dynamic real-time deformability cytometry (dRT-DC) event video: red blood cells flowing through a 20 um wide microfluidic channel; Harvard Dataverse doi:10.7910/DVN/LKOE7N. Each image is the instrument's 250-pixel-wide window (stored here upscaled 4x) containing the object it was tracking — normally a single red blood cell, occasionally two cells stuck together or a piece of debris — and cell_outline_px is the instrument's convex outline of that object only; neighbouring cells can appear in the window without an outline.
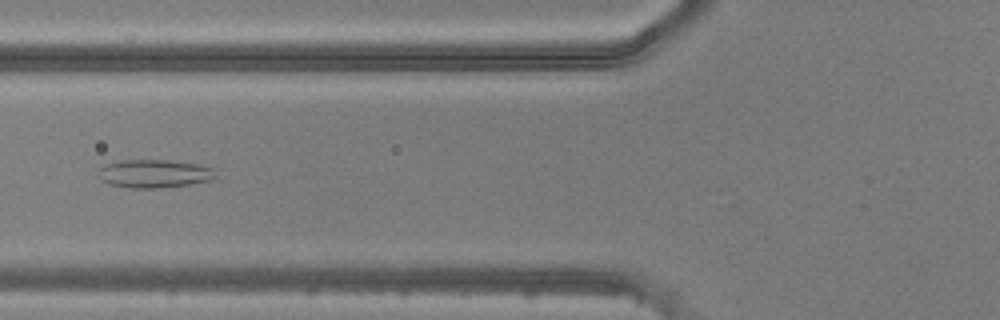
{"species": "common noctule bat (a hibernating species)", "species_latin": "Nyctalus noctula", "temperature_condition": "warm", "stored_images_in_passage": 44, "segment_of_instrument_passage": [1, 2], "camera_frame_rate_fps": 3000, "um_per_image_px": 0.085, "animal": {"sex": "male", "body_mass_g": 20.5, "forearm_length_mm": 52.5}, "frame": {"image": 1, "passage_image": 14, "time_ms": 4.333, "image_size_px": [1000, 320], "cell_outline_px": [[216, 176], [212, 180], [192, 184], [156, 188], [128, 188], [112, 184], [100, 180], [96, 176], [96, 172], [104, 164], [124, 160], [168, 160], [200, 164], [216, 168]], "centroid_in_image_um": [13.13, 14.75], "position_along_channel_um": 112.7, "area_um2": 19.65}}
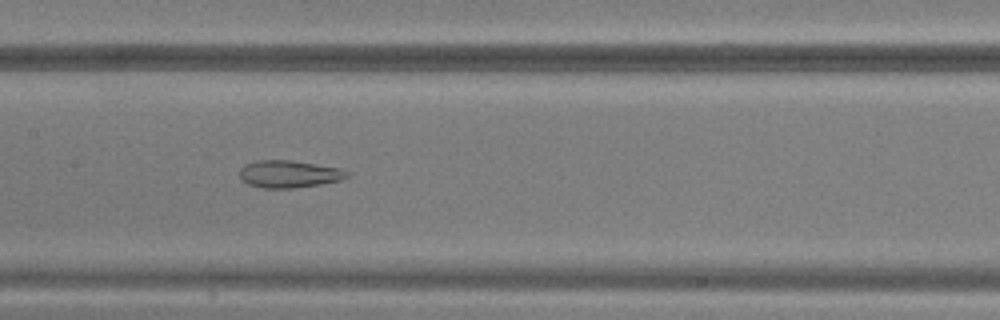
{"frame": {"image": 2, "passage_image": 19, "time_ms": 6.0, "image_size_px": [1000, 320], "cell_outline_px": [[348, 176], [340, 180], [320, 184], [292, 188], [264, 188], [248, 184], [240, 180], [240, 168], [244, 164], [256, 160], [292, 160], [340, 168], [348, 172]], "centroid_in_image_um": [24.52, 14.78], "position_along_channel_um": 182.9, "area_um2": 17.11}}
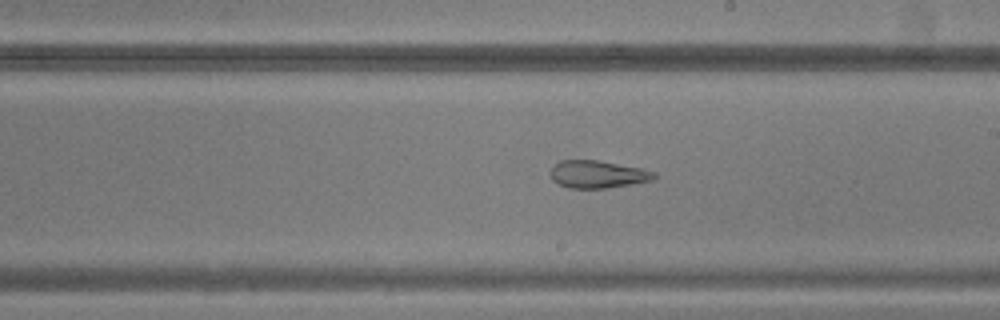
{"frame": {"image": 3, "passage_image": 23, "time_ms": 7.333, "image_size_px": [1000, 320], "cell_outline_px": [[656, 176], [652, 180], [632, 184], [608, 188], [572, 188], [560, 184], [552, 180], [552, 164], [560, 160], [596, 160], [644, 168], [656, 172]], "centroid_in_image_um": [50.83, 14.8], "position_along_channel_um": 238.2, "area_um2": 16.65}}